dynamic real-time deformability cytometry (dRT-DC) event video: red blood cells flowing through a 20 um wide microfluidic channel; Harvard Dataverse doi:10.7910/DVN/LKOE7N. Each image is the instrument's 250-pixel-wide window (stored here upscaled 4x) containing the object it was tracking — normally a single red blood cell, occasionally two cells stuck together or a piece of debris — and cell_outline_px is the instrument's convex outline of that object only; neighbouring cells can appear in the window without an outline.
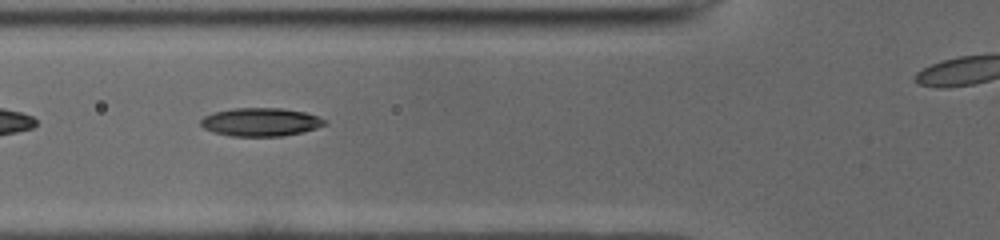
{"species": "common noctule bat (a hibernating species)", "species_latin": "Nyctalus noctula", "temperature_condition": "cold", "stored_images_in_passage": 30, "camera_frame_rate_fps": 3000, "um_per_image_px": 0.085, "animal": {"sex": "male", "body_mass_g": 19.0, "forearm_length_mm": 50.8}, "frame": {"image": 1, "passage_image": 4, "time_ms": 1.0, "image_size_px": [1000, 240], "cell_outline_px": [[328, 124], [316, 128], [300, 132], [280, 136], [232, 136], [212, 132], [204, 128], [200, 124], [200, 120], [204, 116], [212, 112], [232, 108], [280, 108], [304, 112], [316, 116], [324, 120]], "centroid_in_image_um": [22.1, 10.37], "position_along_channel_um": 103.7, "area_um2": 20.35}}
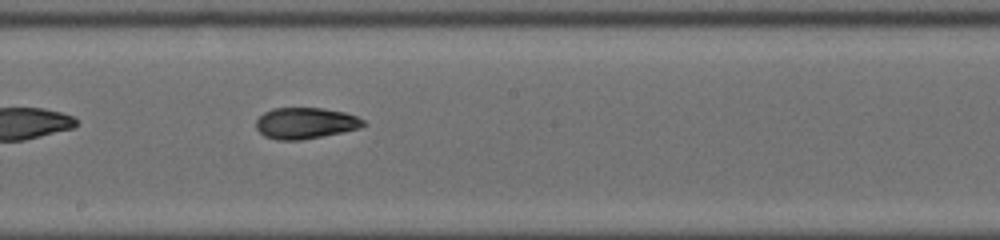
{"frame": {"image": 2, "passage_image": 13, "time_ms": 4.0, "image_size_px": [1000, 240], "cell_outline_px": [[368, 124], [360, 128], [300, 140], [276, 140], [264, 136], [256, 128], [256, 120], [264, 112], [272, 108], [320, 108], [344, 112], [356, 116], [364, 120]], "centroid_in_image_um": [25.94, 10.46], "position_along_channel_um": 222.3, "area_um2": 19.42}}
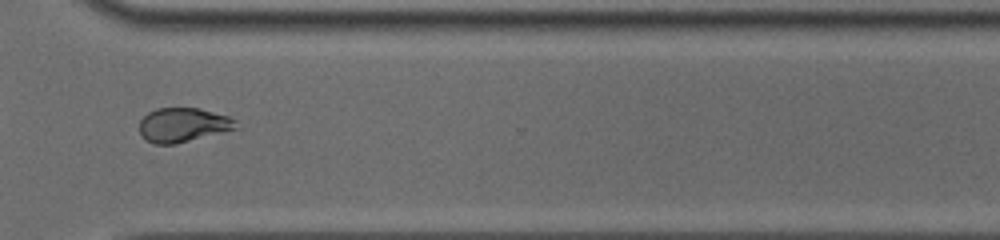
{"frame": {"image": 3, "passage_image": 23, "time_ms": 7.333, "image_size_px": [1000, 240], "cell_outline_px": [[240, 128], [172, 144], [156, 144], [148, 140], [140, 132], [140, 120], [148, 112], [156, 108], [200, 108], [228, 116], [236, 120]], "centroid_in_image_um": [15.59, 10.6], "position_along_channel_um": 355.0, "area_um2": 19.07}, "authors_computed_cell_mechanics": {"area_um2": 19.5075, "velocity_mm_per_s": 3.9606, "shape_relaxation_time_tau1_ms": 9.3685, "shape_relaxation_time_tau2_ms": 3.2959, "deformation_change_tau1": 0.2172, "deformation_change_tau2": 0.0961}}